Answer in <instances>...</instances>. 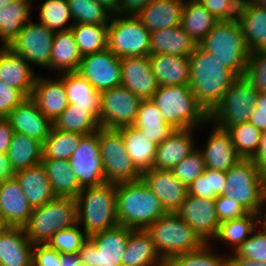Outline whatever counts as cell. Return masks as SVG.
<instances>
[{"instance_id": "cell-1", "label": "cell", "mask_w": 266, "mask_h": 266, "mask_svg": "<svg viewBox=\"0 0 266 266\" xmlns=\"http://www.w3.org/2000/svg\"><path fill=\"white\" fill-rule=\"evenodd\" d=\"M190 88L209 115L237 77L199 45L189 56Z\"/></svg>"}, {"instance_id": "cell-2", "label": "cell", "mask_w": 266, "mask_h": 266, "mask_svg": "<svg viewBox=\"0 0 266 266\" xmlns=\"http://www.w3.org/2000/svg\"><path fill=\"white\" fill-rule=\"evenodd\" d=\"M116 201L119 225L133 230H146L166 213L159 198L142 179L117 183Z\"/></svg>"}, {"instance_id": "cell-3", "label": "cell", "mask_w": 266, "mask_h": 266, "mask_svg": "<svg viewBox=\"0 0 266 266\" xmlns=\"http://www.w3.org/2000/svg\"><path fill=\"white\" fill-rule=\"evenodd\" d=\"M75 200L77 223L84 221V233L87 236L119 225L115 183L104 182L98 186L82 188Z\"/></svg>"}, {"instance_id": "cell-4", "label": "cell", "mask_w": 266, "mask_h": 266, "mask_svg": "<svg viewBox=\"0 0 266 266\" xmlns=\"http://www.w3.org/2000/svg\"><path fill=\"white\" fill-rule=\"evenodd\" d=\"M199 46L221 62L237 78L243 77L251 51L237 18L219 21Z\"/></svg>"}, {"instance_id": "cell-5", "label": "cell", "mask_w": 266, "mask_h": 266, "mask_svg": "<svg viewBox=\"0 0 266 266\" xmlns=\"http://www.w3.org/2000/svg\"><path fill=\"white\" fill-rule=\"evenodd\" d=\"M151 100L173 129H191L209 121V115L198 104L189 85L159 86Z\"/></svg>"}, {"instance_id": "cell-6", "label": "cell", "mask_w": 266, "mask_h": 266, "mask_svg": "<svg viewBox=\"0 0 266 266\" xmlns=\"http://www.w3.org/2000/svg\"><path fill=\"white\" fill-rule=\"evenodd\" d=\"M146 230L165 262L176 255L198 251L206 244L177 213H165Z\"/></svg>"}, {"instance_id": "cell-7", "label": "cell", "mask_w": 266, "mask_h": 266, "mask_svg": "<svg viewBox=\"0 0 266 266\" xmlns=\"http://www.w3.org/2000/svg\"><path fill=\"white\" fill-rule=\"evenodd\" d=\"M77 223L76 200L55 197L50 202L34 208L23 226L32 244H46L58 231Z\"/></svg>"}, {"instance_id": "cell-8", "label": "cell", "mask_w": 266, "mask_h": 266, "mask_svg": "<svg viewBox=\"0 0 266 266\" xmlns=\"http://www.w3.org/2000/svg\"><path fill=\"white\" fill-rule=\"evenodd\" d=\"M264 175L252 159H241L226 172L223 195L231 198L249 213L260 214Z\"/></svg>"}, {"instance_id": "cell-9", "label": "cell", "mask_w": 266, "mask_h": 266, "mask_svg": "<svg viewBox=\"0 0 266 266\" xmlns=\"http://www.w3.org/2000/svg\"><path fill=\"white\" fill-rule=\"evenodd\" d=\"M100 158L105 182L122 183L141 180L142 173L127 154L122 134L117 129H98Z\"/></svg>"}, {"instance_id": "cell-10", "label": "cell", "mask_w": 266, "mask_h": 266, "mask_svg": "<svg viewBox=\"0 0 266 266\" xmlns=\"http://www.w3.org/2000/svg\"><path fill=\"white\" fill-rule=\"evenodd\" d=\"M132 230L118 225L87 236L78 252L80 262L85 266H122V255Z\"/></svg>"}, {"instance_id": "cell-11", "label": "cell", "mask_w": 266, "mask_h": 266, "mask_svg": "<svg viewBox=\"0 0 266 266\" xmlns=\"http://www.w3.org/2000/svg\"><path fill=\"white\" fill-rule=\"evenodd\" d=\"M130 16L111 18L107 47L119 58L150 56L151 32L136 15Z\"/></svg>"}, {"instance_id": "cell-12", "label": "cell", "mask_w": 266, "mask_h": 266, "mask_svg": "<svg viewBox=\"0 0 266 266\" xmlns=\"http://www.w3.org/2000/svg\"><path fill=\"white\" fill-rule=\"evenodd\" d=\"M258 94L244 77L237 78L209 114V120L216 118L217 126L223 129L249 122Z\"/></svg>"}, {"instance_id": "cell-13", "label": "cell", "mask_w": 266, "mask_h": 266, "mask_svg": "<svg viewBox=\"0 0 266 266\" xmlns=\"http://www.w3.org/2000/svg\"><path fill=\"white\" fill-rule=\"evenodd\" d=\"M141 101L123 86L101 92L100 127L119 129L132 126L137 118Z\"/></svg>"}, {"instance_id": "cell-14", "label": "cell", "mask_w": 266, "mask_h": 266, "mask_svg": "<svg viewBox=\"0 0 266 266\" xmlns=\"http://www.w3.org/2000/svg\"><path fill=\"white\" fill-rule=\"evenodd\" d=\"M70 167L81 188L98 186L105 182L100 158L98 131L84 135L71 155Z\"/></svg>"}, {"instance_id": "cell-15", "label": "cell", "mask_w": 266, "mask_h": 266, "mask_svg": "<svg viewBox=\"0 0 266 266\" xmlns=\"http://www.w3.org/2000/svg\"><path fill=\"white\" fill-rule=\"evenodd\" d=\"M55 31L45 25L26 23L9 47L27 62L50 67V57Z\"/></svg>"}, {"instance_id": "cell-16", "label": "cell", "mask_w": 266, "mask_h": 266, "mask_svg": "<svg viewBox=\"0 0 266 266\" xmlns=\"http://www.w3.org/2000/svg\"><path fill=\"white\" fill-rule=\"evenodd\" d=\"M78 72L100 93L121 86V58L108 47L83 56Z\"/></svg>"}, {"instance_id": "cell-17", "label": "cell", "mask_w": 266, "mask_h": 266, "mask_svg": "<svg viewBox=\"0 0 266 266\" xmlns=\"http://www.w3.org/2000/svg\"><path fill=\"white\" fill-rule=\"evenodd\" d=\"M208 244V239L216 238L220 226L215 199H205L187 195L176 212Z\"/></svg>"}, {"instance_id": "cell-18", "label": "cell", "mask_w": 266, "mask_h": 266, "mask_svg": "<svg viewBox=\"0 0 266 266\" xmlns=\"http://www.w3.org/2000/svg\"><path fill=\"white\" fill-rule=\"evenodd\" d=\"M141 179L159 198L166 213H176L188 195L187 186L171 170L152 168L144 171Z\"/></svg>"}, {"instance_id": "cell-19", "label": "cell", "mask_w": 266, "mask_h": 266, "mask_svg": "<svg viewBox=\"0 0 266 266\" xmlns=\"http://www.w3.org/2000/svg\"><path fill=\"white\" fill-rule=\"evenodd\" d=\"M121 71V86L141 100H150L159 88L149 56L121 58Z\"/></svg>"}, {"instance_id": "cell-20", "label": "cell", "mask_w": 266, "mask_h": 266, "mask_svg": "<svg viewBox=\"0 0 266 266\" xmlns=\"http://www.w3.org/2000/svg\"><path fill=\"white\" fill-rule=\"evenodd\" d=\"M7 119L15 132L25 134L42 143L53 128V122L42 114L31 98H26L13 109Z\"/></svg>"}, {"instance_id": "cell-21", "label": "cell", "mask_w": 266, "mask_h": 266, "mask_svg": "<svg viewBox=\"0 0 266 266\" xmlns=\"http://www.w3.org/2000/svg\"><path fill=\"white\" fill-rule=\"evenodd\" d=\"M33 207L15 177L0 182V215L12 227H23Z\"/></svg>"}, {"instance_id": "cell-22", "label": "cell", "mask_w": 266, "mask_h": 266, "mask_svg": "<svg viewBox=\"0 0 266 266\" xmlns=\"http://www.w3.org/2000/svg\"><path fill=\"white\" fill-rule=\"evenodd\" d=\"M36 76L28 62L9 46L0 49V81L17 88L31 98Z\"/></svg>"}, {"instance_id": "cell-23", "label": "cell", "mask_w": 266, "mask_h": 266, "mask_svg": "<svg viewBox=\"0 0 266 266\" xmlns=\"http://www.w3.org/2000/svg\"><path fill=\"white\" fill-rule=\"evenodd\" d=\"M206 149L202 151L206 168L227 172L242 158L237 154L233 139L227 129L215 126Z\"/></svg>"}, {"instance_id": "cell-24", "label": "cell", "mask_w": 266, "mask_h": 266, "mask_svg": "<svg viewBox=\"0 0 266 266\" xmlns=\"http://www.w3.org/2000/svg\"><path fill=\"white\" fill-rule=\"evenodd\" d=\"M32 248L24 228L10 226L0 234V266H32Z\"/></svg>"}, {"instance_id": "cell-25", "label": "cell", "mask_w": 266, "mask_h": 266, "mask_svg": "<svg viewBox=\"0 0 266 266\" xmlns=\"http://www.w3.org/2000/svg\"><path fill=\"white\" fill-rule=\"evenodd\" d=\"M31 99L42 114L54 122L69 105L63 80L36 78Z\"/></svg>"}, {"instance_id": "cell-26", "label": "cell", "mask_w": 266, "mask_h": 266, "mask_svg": "<svg viewBox=\"0 0 266 266\" xmlns=\"http://www.w3.org/2000/svg\"><path fill=\"white\" fill-rule=\"evenodd\" d=\"M183 0H151L136 16L150 31L164 30L181 24Z\"/></svg>"}, {"instance_id": "cell-27", "label": "cell", "mask_w": 266, "mask_h": 266, "mask_svg": "<svg viewBox=\"0 0 266 266\" xmlns=\"http://www.w3.org/2000/svg\"><path fill=\"white\" fill-rule=\"evenodd\" d=\"M192 129H174V131L157 145L153 168L172 170L194 150L190 131Z\"/></svg>"}, {"instance_id": "cell-28", "label": "cell", "mask_w": 266, "mask_h": 266, "mask_svg": "<svg viewBox=\"0 0 266 266\" xmlns=\"http://www.w3.org/2000/svg\"><path fill=\"white\" fill-rule=\"evenodd\" d=\"M166 266L147 230H132L122 255V266Z\"/></svg>"}, {"instance_id": "cell-29", "label": "cell", "mask_w": 266, "mask_h": 266, "mask_svg": "<svg viewBox=\"0 0 266 266\" xmlns=\"http://www.w3.org/2000/svg\"><path fill=\"white\" fill-rule=\"evenodd\" d=\"M14 177L19 182L33 209L50 202L56 197L51 190V184L42 163L19 170L15 172Z\"/></svg>"}, {"instance_id": "cell-30", "label": "cell", "mask_w": 266, "mask_h": 266, "mask_svg": "<svg viewBox=\"0 0 266 266\" xmlns=\"http://www.w3.org/2000/svg\"><path fill=\"white\" fill-rule=\"evenodd\" d=\"M237 19L249 50L266 49V8L241 0Z\"/></svg>"}, {"instance_id": "cell-31", "label": "cell", "mask_w": 266, "mask_h": 266, "mask_svg": "<svg viewBox=\"0 0 266 266\" xmlns=\"http://www.w3.org/2000/svg\"><path fill=\"white\" fill-rule=\"evenodd\" d=\"M198 45L181 25L150 33V55L190 56Z\"/></svg>"}, {"instance_id": "cell-32", "label": "cell", "mask_w": 266, "mask_h": 266, "mask_svg": "<svg viewBox=\"0 0 266 266\" xmlns=\"http://www.w3.org/2000/svg\"><path fill=\"white\" fill-rule=\"evenodd\" d=\"M149 59L159 86L190 84L188 56L155 54L150 55Z\"/></svg>"}, {"instance_id": "cell-33", "label": "cell", "mask_w": 266, "mask_h": 266, "mask_svg": "<svg viewBox=\"0 0 266 266\" xmlns=\"http://www.w3.org/2000/svg\"><path fill=\"white\" fill-rule=\"evenodd\" d=\"M61 79L69 104L89 108L99 118L101 93L78 71L64 72Z\"/></svg>"}, {"instance_id": "cell-34", "label": "cell", "mask_w": 266, "mask_h": 266, "mask_svg": "<svg viewBox=\"0 0 266 266\" xmlns=\"http://www.w3.org/2000/svg\"><path fill=\"white\" fill-rule=\"evenodd\" d=\"M123 136L127 154L136 168L143 173L153 168L157 144L134 125L117 129Z\"/></svg>"}, {"instance_id": "cell-35", "label": "cell", "mask_w": 266, "mask_h": 266, "mask_svg": "<svg viewBox=\"0 0 266 266\" xmlns=\"http://www.w3.org/2000/svg\"><path fill=\"white\" fill-rule=\"evenodd\" d=\"M41 163L56 197L76 198L78 196L82 188L70 167L69 160L42 159Z\"/></svg>"}, {"instance_id": "cell-36", "label": "cell", "mask_w": 266, "mask_h": 266, "mask_svg": "<svg viewBox=\"0 0 266 266\" xmlns=\"http://www.w3.org/2000/svg\"><path fill=\"white\" fill-rule=\"evenodd\" d=\"M82 55L71 29L55 31L50 57V68L65 72L78 71Z\"/></svg>"}, {"instance_id": "cell-37", "label": "cell", "mask_w": 266, "mask_h": 266, "mask_svg": "<svg viewBox=\"0 0 266 266\" xmlns=\"http://www.w3.org/2000/svg\"><path fill=\"white\" fill-rule=\"evenodd\" d=\"M6 154L12 169L17 172L41 163L43 143L14 131Z\"/></svg>"}, {"instance_id": "cell-38", "label": "cell", "mask_w": 266, "mask_h": 266, "mask_svg": "<svg viewBox=\"0 0 266 266\" xmlns=\"http://www.w3.org/2000/svg\"><path fill=\"white\" fill-rule=\"evenodd\" d=\"M219 21L198 0L184 3L181 26L199 45Z\"/></svg>"}, {"instance_id": "cell-39", "label": "cell", "mask_w": 266, "mask_h": 266, "mask_svg": "<svg viewBox=\"0 0 266 266\" xmlns=\"http://www.w3.org/2000/svg\"><path fill=\"white\" fill-rule=\"evenodd\" d=\"M133 125L157 145L161 144L174 131L165 122L161 111L151 99L141 101L137 118Z\"/></svg>"}, {"instance_id": "cell-40", "label": "cell", "mask_w": 266, "mask_h": 266, "mask_svg": "<svg viewBox=\"0 0 266 266\" xmlns=\"http://www.w3.org/2000/svg\"><path fill=\"white\" fill-rule=\"evenodd\" d=\"M30 9V2L26 0H14L0 9V38L3 46H9L23 29L25 22H28Z\"/></svg>"}, {"instance_id": "cell-41", "label": "cell", "mask_w": 266, "mask_h": 266, "mask_svg": "<svg viewBox=\"0 0 266 266\" xmlns=\"http://www.w3.org/2000/svg\"><path fill=\"white\" fill-rule=\"evenodd\" d=\"M53 127L81 135L91 134L100 128L99 118L89 109L69 104L63 113L53 122Z\"/></svg>"}, {"instance_id": "cell-42", "label": "cell", "mask_w": 266, "mask_h": 266, "mask_svg": "<svg viewBox=\"0 0 266 266\" xmlns=\"http://www.w3.org/2000/svg\"><path fill=\"white\" fill-rule=\"evenodd\" d=\"M71 30L82 57L107 48L108 25L73 23Z\"/></svg>"}, {"instance_id": "cell-43", "label": "cell", "mask_w": 266, "mask_h": 266, "mask_svg": "<svg viewBox=\"0 0 266 266\" xmlns=\"http://www.w3.org/2000/svg\"><path fill=\"white\" fill-rule=\"evenodd\" d=\"M84 135L52 128L43 143V159L70 160Z\"/></svg>"}, {"instance_id": "cell-44", "label": "cell", "mask_w": 266, "mask_h": 266, "mask_svg": "<svg viewBox=\"0 0 266 266\" xmlns=\"http://www.w3.org/2000/svg\"><path fill=\"white\" fill-rule=\"evenodd\" d=\"M227 130L231 134L237 154L242 159H252L257 153L262 132L251 122L239 123Z\"/></svg>"}, {"instance_id": "cell-45", "label": "cell", "mask_w": 266, "mask_h": 266, "mask_svg": "<svg viewBox=\"0 0 266 266\" xmlns=\"http://www.w3.org/2000/svg\"><path fill=\"white\" fill-rule=\"evenodd\" d=\"M258 214L248 213L245 216L222 222L219 226L217 239L234 244L235 250L247 239V234L254 230L256 222H260ZM256 219V222L254 221Z\"/></svg>"}, {"instance_id": "cell-46", "label": "cell", "mask_w": 266, "mask_h": 266, "mask_svg": "<svg viewBox=\"0 0 266 266\" xmlns=\"http://www.w3.org/2000/svg\"><path fill=\"white\" fill-rule=\"evenodd\" d=\"M72 18L78 24H100L108 25L110 20L108 11L96 0H67Z\"/></svg>"}, {"instance_id": "cell-47", "label": "cell", "mask_w": 266, "mask_h": 266, "mask_svg": "<svg viewBox=\"0 0 266 266\" xmlns=\"http://www.w3.org/2000/svg\"><path fill=\"white\" fill-rule=\"evenodd\" d=\"M72 18L67 0H46L40 7V23L51 30L64 31L63 27Z\"/></svg>"}, {"instance_id": "cell-48", "label": "cell", "mask_w": 266, "mask_h": 266, "mask_svg": "<svg viewBox=\"0 0 266 266\" xmlns=\"http://www.w3.org/2000/svg\"><path fill=\"white\" fill-rule=\"evenodd\" d=\"M166 266H229V260L211 254L208 244H205L198 251L170 258L166 262Z\"/></svg>"}, {"instance_id": "cell-49", "label": "cell", "mask_w": 266, "mask_h": 266, "mask_svg": "<svg viewBox=\"0 0 266 266\" xmlns=\"http://www.w3.org/2000/svg\"><path fill=\"white\" fill-rule=\"evenodd\" d=\"M62 229L55 233L47 244L56 249L61 254H78L82 242L87 238L86 233H82L76 226Z\"/></svg>"}, {"instance_id": "cell-50", "label": "cell", "mask_w": 266, "mask_h": 266, "mask_svg": "<svg viewBox=\"0 0 266 266\" xmlns=\"http://www.w3.org/2000/svg\"><path fill=\"white\" fill-rule=\"evenodd\" d=\"M243 77L258 92H266V49L250 52Z\"/></svg>"}, {"instance_id": "cell-51", "label": "cell", "mask_w": 266, "mask_h": 266, "mask_svg": "<svg viewBox=\"0 0 266 266\" xmlns=\"http://www.w3.org/2000/svg\"><path fill=\"white\" fill-rule=\"evenodd\" d=\"M206 165L202 151L193 150L171 171L187 187L205 172Z\"/></svg>"}, {"instance_id": "cell-52", "label": "cell", "mask_w": 266, "mask_h": 266, "mask_svg": "<svg viewBox=\"0 0 266 266\" xmlns=\"http://www.w3.org/2000/svg\"><path fill=\"white\" fill-rule=\"evenodd\" d=\"M238 257L254 260L257 262H266V232L259 231L253 236L248 237L238 248L235 250Z\"/></svg>"}, {"instance_id": "cell-53", "label": "cell", "mask_w": 266, "mask_h": 266, "mask_svg": "<svg viewBox=\"0 0 266 266\" xmlns=\"http://www.w3.org/2000/svg\"><path fill=\"white\" fill-rule=\"evenodd\" d=\"M218 21L234 20L241 0H198Z\"/></svg>"}, {"instance_id": "cell-54", "label": "cell", "mask_w": 266, "mask_h": 266, "mask_svg": "<svg viewBox=\"0 0 266 266\" xmlns=\"http://www.w3.org/2000/svg\"><path fill=\"white\" fill-rule=\"evenodd\" d=\"M26 98L17 88L0 81V118H7Z\"/></svg>"}, {"instance_id": "cell-55", "label": "cell", "mask_w": 266, "mask_h": 266, "mask_svg": "<svg viewBox=\"0 0 266 266\" xmlns=\"http://www.w3.org/2000/svg\"><path fill=\"white\" fill-rule=\"evenodd\" d=\"M215 207L220 223L241 218L249 213L244 207L225 195H218L215 198Z\"/></svg>"}, {"instance_id": "cell-56", "label": "cell", "mask_w": 266, "mask_h": 266, "mask_svg": "<svg viewBox=\"0 0 266 266\" xmlns=\"http://www.w3.org/2000/svg\"><path fill=\"white\" fill-rule=\"evenodd\" d=\"M33 249L32 266H61L60 253L47 243L34 244Z\"/></svg>"}, {"instance_id": "cell-57", "label": "cell", "mask_w": 266, "mask_h": 266, "mask_svg": "<svg viewBox=\"0 0 266 266\" xmlns=\"http://www.w3.org/2000/svg\"><path fill=\"white\" fill-rule=\"evenodd\" d=\"M188 195L197 196L205 199H215L217 195L211 191L210 176H206V169L188 187Z\"/></svg>"}, {"instance_id": "cell-58", "label": "cell", "mask_w": 266, "mask_h": 266, "mask_svg": "<svg viewBox=\"0 0 266 266\" xmlns=\"http://www.w3.org/2000/svg\"><path fill=\"white\" fill-rule=\"evenodd\" d=\"M249 122L261 132L266 131V92L258 94Z\"/></svg>"}, {"instance_id": "cell-59", "label": "cell", "mask_w": 266, "mask_h": 266, "mask_svg": "<svg viewBox=\"0 0 266 266\" xmlns=\"http://www.w3.org/2000/svg\"><path fill=\"white\" fill-rule=\"evenodd\" d=\"M206 176H210L211 191L217 196L223 195L226 185V172L206 168Z\"/></svg>"}, {"instance_id": "cell-60", "label": "cell", "mask_w": 266, "mask_h": 266, "mask_svg": "<svg viewBox=\"0 0 266 266\" xmlns=\"http://www.w3.org/2000/svg\"><path fill=\"white\" fill-rule=\"evenodd\" d=\"M14 130L7 118H0V153H7Z\"/></svg>"}, {"instance_id": "cell-61", "label": "cell", "mask_w": 266, "mask_h": 266, "mask_svg": "<svg viewBox=\"0 0 266 266\" xmlns=\"http://www.w3.org/2000/svg\"><path fill=\"white\" fill-rule=\"evenodd\" d=\"M151 0H120L119 14L137 15Z\"/></svg>"}, {"instance_id": "cell-62", "label": "cell", "mask_w": 266, "mask_h": 266, "mask_svg": "<svg viewBox=\"0 0 266 266\" xmlns=\"http://www.w3.org/2000/svg\"><path fill=\"white\" fill-rule=\"evenodd\" d=\"M255 164L258 166L259 171L266 174V131L262 132L261 141L259 143L257 153L252 158Z\"/></svg>"}, {"instance_id": "cell-63", "label": "cell", "mask_w": 266, "mask_h": 266, "mask_svg": "<svg viewBox=\"0 0 266 266\" xmlns=\"http://www.w3.org/2000/svg\"><path fill=\"white\" fill-rule=\"evenodd\" d=\"M15 175L6 153H0V182L13 178Z\"/></svg>"}, {"instance_id": "cell-64", "label": "cell", "mask_w": 266, "mask_h": 266, "mask_svg": "<svg viewBox=\"0 0 266 266\" xmlns=\"http://www.w3.org/2000/svg\"><path fill=\"white\" fill-rule=\"evenodd\" d=\"M229 266H266V262H257L254 260L238 257L236 254L231 258H228Z\"/></svg>"}, {"instance_id": "cell-65", "label": "cell", "mask_w": 266, "mask_h": 266, "mask_svg": "<svg viewBox=\"0 0 266 266\" xmlns=\"http://www.w3.org/2000/svg\"><path fill=\"white\" fill-rule=\"evenodd\" d=\"M61 266H85L80 262L78 254L68 255L60 253Z\"/></svg>"}, {"instance_id": "cell-66", "label": "cell", "mask_w": 266, "mask_h": 266, "mask_svg": "<svg viewBox=\"0 0 266 266\" xmlns=\"http://www.w3.org/2000/svg\"><path fill=\"white\" fill-rule=\"evenodd\" d=\"M99 4L105 7L112 13H118L120 0H96ZM114 11V12H113Z\"/></svg>"}, {"instance_id": "cell-67", "label": "cell", "mask_w": 266, "mask_h": 266, "mask_svg": "<svg viewBox=\"0 0 266 266\" xmlns=\"http://www.w3.org/2000/svg\"><path fill=\"white\" fill-rule=\"evenodd\" d=\"M10 225L6 222V220L0 215V234L6 231Z\"/></svg>"}, {"instance_id": "cell-68", "label": "cell", "mask_w": 266, "mask_h": 266, "mask_svg": "<svg viewBox=\"0 0 266 266\" xmlns=\"http://www.w3.org/2000/svg\"><path fill=\"white\" fill-rule=\"evenodd\" d=\"M246 1L254 6H261L266 8V0H246Z\"/></svg>"}, {"instance_id": "cell-69", "label": "cell", "mask_w": 266, "mask_h": 266, "mask_svg": "<svg viewBox=\"0 0 266 266\" xmlns=\"http://www.w3.org/2000/svg\"><path fill=\"white\" fill-rule=\"evenodd\" d=\"M262 201H263V204L266 201V174L264 175V178H263V196H262Z\"/></svg>"}, {"instance_id": "cell-70", "label": "cell", "mask_w": 266, "mask_h": 266, "mask_svg": "<svg viewBox=\"0 0 266 266\" xmlns=\"http://www.w3.org/2000/svg\"><path fill=\"white\" fill-rule=\"evenodd\" d=\"M14 0H0V9L9 5Z\"/></svg>"}, {"instance_id": "cell-71", "label": "cell", "mask_w": 266, "mask_h": 266, "mask_svg": "<svg viewBox=\"0 0 266 266\" xmlns=\"http://www.w3.org/2000/svg\"><path fill=\"white\" fill-rule=\"evenodd\" d=\"M265 218H264V220L262 221V223L261 224H263V230L266 232V213H265Z\"/></svg>"}]
</instances>
